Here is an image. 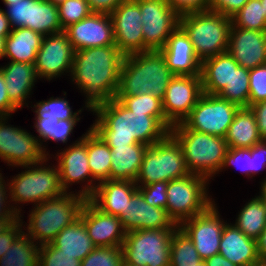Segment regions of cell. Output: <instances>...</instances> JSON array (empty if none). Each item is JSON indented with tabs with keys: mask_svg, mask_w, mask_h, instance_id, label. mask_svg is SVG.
<instances>
[{
	"mask_svg": "<svg viewBox=\"0 0 266 266\" xmlns=\"http://www.w3.org/2000/svg\"><path fill=\"white\" fill-rule=\"evenodd\" d=\"M33 107H36L34 111L37 115L35 119H48V117L57 118L58 120H80L78 113L81 110L74 112L71 110L69 102L64 98H50L48 101H40Z\"/></svg>",
	"mask_w": 266,
	"mask_h": 266,
	"instance_id": "cell-41",
	"label": "cell"
},
{
	"mask_svg": "<svg viewBox=\"0 0 266 266\" xmlns=\"http://www.w3.org/2000/svg\"><path fill=\"white\" fill-rule=\"evenodd\" d=\"M90 183L79 194L89 199L102 212L117 217L138 190L134 181L106 180L95 186L91 179Z\"/></svg>",
	"mask_w": 266,
	"mask_h": 266,
	"instance_id": "cell-21",
	"label": "cell"
},
{
	"mask_svg": "<svg viewBox=\"0 0 266 266\" xmlns=\"http://www.w3.org/2000/svg\"><path fill=\"white\" fill-rule=\"evenodd\" d=\"M4 179L2 178V175L0 173V218H3V217H21L19 216L20 214V209H16V208H8L6 209L4 203H5V199L7 200L8 197H6V190L7 189L4 185ZM12 209V210H11ZM3 210V211H2Z\"/></svg>",
	"mask_w": 266,
	"mask_h": 266,
	"instance_id": "cell-56",
	"label": "cell"
},
{
	"mask_svg": "<svg viewBox=\"0 0 266 266\" xmlns=\"http://www.w3.org/2000/svg\"><path fill=\"white\" fill-rule=\"evenodd\" d=\"M59 154L60 160L58 159L57 167L60 171L61 185L65 192H67L71 182L79 183V181L92 177L88 165L87 133Z\"/></svg>",
	"mask_w": 266,
	"mask_h": 266,
	"instance_id": "cell-25",
	"label": "cell"
},
{
	"mask_svg": "<svg viewBox=\"0 0 266 266\" xmlns=\"http://www.w3.org/2000/svg\"><path fill=\"white\" fill-rule=\"evenodd\" d=\"M38 266H81V261L50 243L39 247Z\"/></svg>",
	"mask_w": 266,
	"mask_h": 266,
	"instance_id": "cell-44",
	"label": "cell"
},
{
	"mask_svg": "<svg viewBox=\"0 0 266 266\" xmlns=\"http://www.w3.org/2000/svg\"><path fill=\"white\" fill-rule=\"evenodd\" d=\"M147 148L144 143L114 146L111 149L110 180L135 182Z\"/></svg>",
	"mask_w": 266,
	"mask_h": 266,
	"instance_id": "cell-27",
	"label": "cell"
},
{
	"mask_svg": "<svg viewBox=\"0 0 266 266\" xmlns=\"http://www.w3.org/2000/svg\"><path fill=\"white\" fill-rule=\"evenodd\" d=\"M51 244L57 249L62 250V253L72 255L80 261L96 248L88 236L80 217L72 224L64 227Z\"/></svg>",
	"mask_w": 266,
	"mask_h": 266,
	"instance_id": "cell-30",
	"label": "cell"
},
{
	"mask_svg": "<svg viewBox=\"0 0 266 266\" xmlns=\"http://www.w3.org/2000/svg\"><path fill=\"white\" fill-rule=\"evenodd\" d=\"M23 232L0 259V266H38L39 248Z\"/></svg>",
	"mask_w": 266,
	"mask_h": 266,
	"instance_id": "cell-36",
	"label": "cell"
},
{
	"mask_svg": "<svg viewBox=\"0 0 266 266\" xmlns=\"http://www.w3.org/2000/svg\"><path fill=\"white\" fill-rule=\"evenodd\" d=\"M174 76L159 50L124 56L116 96L150 93L162 99Z\"/></svg>",
	"mask_w": 266,
	"mask_h": 266,
	"instance_id": "cell-3",
	"label": "cell"
},
{
	"mask_svg": "<svg viewBox=\"0 0 266 266\" xmlns=\"http://www.w3.org/2000/svg\"><path fill=\"white\" fill-rule=\"evenodd\" d=\"M144 52L160 50L179 26V15L164 0H138Z\"/></svg>",
	"mask_w": 266,
	"mask_h": 266,
	"instance_id": "cell-12",
	"label": "cell"
},
{
	"mask_svg": "<svg viewBox=\"0 0 266 266\" xmlns=\"http://www.w3.org/2000/svg\"><path fill=\"white\" fill-rule=\"evenodd\" d=\"M10 27L11 25L5 11L0 9V37L6 38L12 31Z\"/></svg>",
	"mask_w": 266,
	"mask_h": 266,
	"instance_id": "cell-57",
	"label": "cell"
},
{
	"mask_svg": "<svg viewBox=\"0 0 266 266\" xmlns=\"http://www.w3.org/2000/svg\"><path fill=\"white\" fill-rule=\"evenodd\" d=\"M231 27H239L247 30L266 31V16L260 0H248V2L232 17Z\"/></svg>",
	"mask_w": 266,
	"mask_h": 266,
	"instance_id": "cell-40",
	"label": "cell"
},
{
	"mask_svg": "<svg viewBox=\"0 0 266 266\" xmlns=\"http://www.w3.org/2000/svg\"><path fill=\"white\" fill-rule=\"evenodd\" d=\"M92 12L112 13L125 0H86Z\"/></svg>",
	"mask_w": 266,
	"mask_h": 266,
	"instance_id": "cell-55",
	"label": "cell"
},
{
	"mask_svg": "<svg viewBox=\"0 0 266 266\" xmlns=\"http://www.w3.org/2000/svg\"><path fill=\"white\" fill-rule=\"evenodd\" d=\"M124 55L116 45L92 47L74 52L72 79L87 97L86 107L115 98Z\"/></svg>",
	"mask_w": 266,
	"mask_h": 266,
	"instance_id": "cell-2",
	"label": "cell"
},
{
	"mask_svg": "<svg viewBox=\"0 0 266 266\" xmlns=\"http://www.w3.org/2000/svg\"><path fill=\"white\" fill-rule=\"evenodd\" d=\"M6 90L10 101L22 108L24 100L32 90L37 74L34 64L11 61L6 67H1Z\"/></svg>",
	"mask_w": 266,
	"mask_h": 266,
	"instance_id": "cell-28",
	"label": "cell"
},
{
	"mask_svg": "<svg viewBox=\"0 0 266 266\" xmlns=\"http://www.w3.org/2000/svg\"><path fill=\"white\" fill-rule=\"evenodd\" d=\"M5 38L0 37V59L4 57Z\"/></svg>",
	"mask_w": 266,
	"mask_h": 266,
	"instance_id": "cell-62",
	"label": "cell"
},
{
	"mask_svg": "<svg viewBox=\"0 0 266 266\" xmlns=\"http://www.w3.org/2000/svg\"><path fill=\"white\" fill-rule=\"evenodd\" d=\"M239 108L217 95L203 92L181 123L187 129L224 138Z\"/></svg>",
	"mask_w": 266,
	"mask_h": 266,
	"instance_id": "cell-10",
	"label": "cell"
},
{
	"mask_svg": "<svg viewBox=\"0 0 266 266\" xmlns=\"http://www.w3.org/2000/svg\"><path fill=\"white\" fill-rule=\"evenodd\" d=\"M202 93L200 75H175L162 98L165 118L172 125L183 122Z\"/></svg>",
	"mask_w": 266,
	"mask_h": 266,
	"instance_id": "cell-16",
	"label": "cell"
},
{
	"mask_svg": "<svg viewBox=\"0 0 266 266\" xmlns=\"http://www.w3.org/2000/svg\"><path fill=\"white\" fill-rule=\"evenodd\" d=\"M231 25V17L211 10L179 16V26L188 35L201 62L227 51Z\"/></svg>",
	"mask_w": 266,
	"mask_h": 266,
	"instance_id": "cell-5",
	"label": "cell"
},
{
	"mask_svg": "<svg viewBox=\"0 0 266 266\" xmlns=\"http://www.w3.org/2000/svg\"><path fill=\"white\" fill-rule=\"evenodd\" d=\"M247 2L248 0H210L209 10L232 17Z\"/></svg>",
	"mask_w": 266,
	"mask_h": 266,
	"instance_id": "cell-49",
	"label": "cell"
},
{
	"mask_svg": "<svg viewBox=\"0 0 266 266\" xmlns=\"http://www.w3.org/2000/svg\"><path fill=\"white\" fill-rule=\"evenodd\" d=\"M238 66L227 51L203 60L200 72L203 92L217 95L230 81L233 70Z\"/></svg>",
	"mask_w": 266,
	"mask_h": 266,
	"instance_id": "cell-26",
	"label": "cell"
},
{
	"mask_svg": "<svg viewBox=\"0 0 266 266\" xmlns=\"http://www.w3.org/2000/svg\"><path fill=\"white\" fill-rule=\"evenodd\" d=\"M24 167L29 170L16 175L9 183L12 201L35 202L38 205L66 193L61 185L58 167L55 169L45 166L32 167V169L31 165Z\"/></svg>",
	"mask_w": 266,
	"mask_h": 266,
	"instance_id": "cell-11",
	"label": "cell"
},
{
	"mask_svg": "<svg viewBox=\"0 0 266 266\" xmlns=\"http://www.w3.org/2000/svg\"><path fill=\"white\" fill-rule=\"evenodd\" d=\"M176 229H141L127 232L123 260L139 266H170V243Z\"/></svg>",
	"mask_w": 266,
	"mask_h": 266,
	"instance_id": "cell-8",
	"label": "cell"
},
{
	"mask_svg": "<svg viewBox=\"0 0 266 266\" xmlns=\"http://www.w3.org/2000/svg\"><path fill=\"white\" fill-rule=\"evenodd\" d=\"M189 174L181 145L169 133L163 140L148 146L135 183L144 186L169 182Z\"/></svg>",
	"mask_w": 266,
	"mask_h": 266,
	"instance_id": "cell-7",
	"label": "cell"
},
{
	"mask_svg": "<svg viewBox=\"0 0 266 266\" xmlns=\"http://www.w3.org/2000/svg\"><path fill=\"white\" fill-rule=\"evenodd\" d=\"M195 266H207L206 262L204 260H201L200 262L197 263Z\"/></svg>",
	"mask_w": 266,
	"mask_h": 266,
	"instance_id": "cell-67",
	"label": "cell"
},
{
	"mask_svg": "<svg viewBox=\"0 0 266 266\" xmlns=\"http://www.w3.org/2000/svg\"><path fill=\"white\" fill-rule=\"evenodd\" d=\"M6 118L0 117V158L15 166L36 167L39 163L47 161L46 150L38 138L25 130L6 126L5 122L2 123Z\"/></svg>",
	"mask_w": 266,
	"mask_h": 266,
	"instance_id": "cell-13",
	"label": "cell"
},
{
	"mask_svg": "<svg viewBox=\"0 0 266 266\" xmlns=\"http://www.w3.org/2000/svg\"><path fill=\"white\" fill-rule=\"evenodd\" d=\"M175 75H200L201 61L197 58L188 35L178 26L159 50Z\"/></svg>",
	"mask_w": 266,
	"mask_h": 266,
	"instance_id": "cell-23",
	"label": "cell"
},
{
	"mask_svg": "<svg viewBox=\"0 0 266 266\" xmlns=\"http://www.w3.org/2000/svg\"><path fill=\"white\" fill-rule=\"evenodd\" d=\"M249 92V69L238 66L217 96L239 107H249Z\"/></svg>",
	"mask_w": 266,
	"mask_h": 266,
	"instance_id": "cell-37",
	"label": "cell"
},
{
	"mask_svg": "<svg viewBox=\"0 0 266 266\" xmlns=\"http://www.w3.org/2000/svg\"><path fill=\"white\" fill-rule=\"evenodd\" d=\"M233 165L245 172V175L256 174L260 169L266 168V140H262L251 148H229L222 168Z\"/></svg>",
	"mask_w": 266,
	"mask_h": 266,
	"instance_id": "cell-32",
	"label": "cell"
},
{
	"mask_svg": "<svg viewBox=\"0 0 266 266\" xmlns=\"http://www.w3.org/2000/svg\"><path fill=\"white\" fill-rule=\"evenodd\" d=\"M234 225L247 237L254 240L259 238L266 228V208L259 196L242 208Z\"/></svg>",
	"mask_w": 266,
	"mask_h": 266,
	"instance_id": "cell-35",
	"label": "cell"
},
{
	"mask_svg": "<svg viewBox=\"0 0 266 266\" xmlns=\"http://www.w3.org/2000/svg\"><path fill=\"white\" fill-rule=\"evenodd\" d=\"M170 134L181 145L191 174L208 179L221 170L229 149L225 138L187 129L182 123L173 125Z\"/></svg>",
	"mask_w": 266,
	"mask_h": 266,
	"instance_id": "cell-4",
	"label": "cell"
},
{
	"mask_svg": "<svg viewBox=\"0 0 266 266\" xmlns=\"http://www.w3.org/2000/svg\"><path fill=\"white\" fill-rule=\"evenodd\" d=\"M212 203L205 211L185 220L178 227L194 243L201 260L219 254L222 231L225 227Z\"/></svg>",
	"mask_w": 266,
	"mask_h": 266,
	"instance_id": "cell-14",
	"label": "cell"
},
{
	"mask_svg": "<svg viewBox=\"0 0 266 266\" xmlns=\"http://www.w3.org/2000/svg\"><path fill=\"white\" fill-rule=\"evenodd\" d=\"M207 181L203 176L189 174L168 182L166 210L177 226L202 213L214 202L207 198Z\"/></svg>",
	"mask_w": 266,
	"mask_h": 266,
	"instance_id": "cell-9",
	"label": "cell"
},
{
	"mask_svg": "<svg viewBox=\"0 0 266 266\" xmlns=\"http://www.w3.org/2000/svg\"><path fill=\"white\" fill-rule=\"evenodd\" d=\"M251 266H266V262L260 260L259 262L252 264Z\"/></svg>",
	"mask_w": 266,
	"mask_h": 266,
	"instance_id": "cell-63",
	"label": "cell"
},
{
	"mask_svg": "<svg viewBox=\"0 0 266 266\" xmlns=\"http://www.w3.org/2000/svg\"><path fill=\"white\" fill-rule=\"evenodd\" d=\"M113 25L115 44L124 55L144 52L141 11L138 0L123 1L109 14Z\"/></svg>",
	"mask_w": 266,
	"mask_h": 266,
	"instance_id": "cell-15",
	"label": "cell"
},
{
	"mask_svg": "<svg viewBox=\"0 0 266 266\" xmlns=\"http://www.w3.org/2000/svg\"><path fill=\"white\" fill-rule=\"evenodd\" d=\"M20 221L21 219H18L8 230L0 234V259L12 246L13 242L23 233Z\"/></svg>",
	"mask_w": 266,
	"mask_h": 266,
	"instance_id": "cell-50",
	"label": "cell"
},
{
	"mask_svg": "<svg viewBox=\"0 0 266 266\" xmlns=\"http://www.w3.org/2000/svg\"><path fill=\"white\" fill-rule=\"evenodd\" d=\"M201 261L194 243L178 227L170 243V266H195Z\"/></svg>",
	"mask_w": 266,
	"mask_h": 266,
	"instance_id": "cell-39",
	"label": "cell"
},
{
	"mask_svg": "<svg viewBox=\"0 0 266 266\" xmlns=\"http://www.w3.org/2000/svg\"><path fill=\"white\" fill-rule=\"evenodd\" d=\"M49 1L50 3H53L55 5H59L60 3H62L64 0H46Z\"/></svg>",
	"mask_w": 266,
	"mask_h": 266,
	"instance_id": "cell-64",
	"label": "cell"
},
{
	"mask_svg": "<svg viewBox=\"0 0 266 266\" xmlns=\"http://www.w3.org/2000/svg\"><path fill=\"white\" fill-rule=\"evenodd\" d=\"M2 1L4 2L5 5H9V4L16 2L18 0H2Z\"/></svg>",
	"mask_w": 266,
	"mask_h": 266,
	"instance_id": "cell-66",
	"label": "cell"
},
{
	"mask_svg": "<svg viewBox=\"0 0 266 266\" xmlns=\"http://www.w3.org/2000/svg\"><path fill=\"white\" fill-rule=\"evenodd\" d=\"M125 107L132 112L145 113L157 117L169 130L172 124L165 118L162 99L147 93L135 96H115Z\"/></svg>",
	"mask_w": 266,
	"mask_h": 266,
	"instance_id": "cell-38",
	"label": "cell"
},
{
	"mask_svg": "<svg viewBox=\"0 0 266 266\" xmlns=\"http://www.w3.org/2000/svg\"><path fill=\"white\" fill-rule=\"evenodd\" d=\"M57 6L63 30L69 25L81 21L92 13L86 0H64Z\"/></svg>",
	"mask_w": 266,
	"mask_h": 266,
	"instance_id": "cell-43",
	"label": "cell"
},
{
	"mask_svg": "<svg viewBox=\"0 0 266 266\" xmlns=\"http://www.w3.org/2000/svg\"><path fill=\"white\" fill-rule=\"evenodd\" d=\"M207 266H236L221 254L214 255L205 260Z\"/></svg>",
	"mask_w": 266,
	"mask_h": 266,
	"instance_id": "cell-58",
	"label": "cell"
},
{
	"mask_svg": "<svg viewBox=\"0 0 266 266\" xmlns=\"http://www.w3.org/2000/svg\"><path fill=\"white\" fill-rule=\"evenodd\" d=\"M122 266H139V265H133V264H130V263H127L123 260L122 262Z\"/></svg>",
	"mask_w": 266,
	"mask_h": 266,
	"instance_id": "cell-68",
	"label": "cell"
},
{
	"mask_svg": "<svg viewBox=\"0 0 266 266\" xmlns=\"http://www.w3.org/2000/svg\"><path fill=\"white\" fill-rule=\"evenodd\" d=\"M18 108L10 101L7 90L6 83L4 81V76L0 70V117H6L10 113L16 111Z\"/></svg>",
	"mask_w": 266,
	"mask_h": 266,
	"instance_id": "cell-52",
	"label": "cell"
},
{
	"mask_svg": "<svg viewBox=\"0 0 266 266\" xmlns=\"http://www.w3.org/2000/svg\"><path fill=\"white\" fill-rule=\"evenodd\" d=\"M43 35L25 27L12 29L5 38L4 57L14 62L35 64Z\"/></svg>",
	"mask_w": 266,
	"mask_h": 266,
	"instance_id": "cell-29",
	"label": "cell"
},
{
	"mask_svg": "<svg viewBox=\"0 0 266 266\" xmlns=\"http://www.w3.org/2000/svg\"><path fill=\"white\" fill-rule=\"evenodd\" d=\"M261 194H260V198L262 199L264 206L266 208V181L263 182V184L261 185Z\"/></svg>",
	"mask_w": 266,
	"mask_h": 266,
	"instance_id": "cell-61",
	"label": "cell"
},
{
	"mask_svg": "<svg viewBox=\"0 0 266 266\" xmlns=\"http://www.w3.org/2000/svg\"><path fill=\"white\" fill-rule=\"evenodd\" d=\"M77 121L79 120H58V123H55L54 134H52V140L57 142L62 141L63 143H66Z\"/></svg>",
	"mask_w": 266,
	"mask_h": 266,
	"instance_id": "cell-51",
	"label": "cell"
},
{
	"mask_svg": "<svg viewBox=\"0 0 266 266\" xmlns=\"http://www.w3.org/2000/svg\"><path fill=\"white\" fill-rule=\"evenodd\" d=\"M250 109L255 114L261 140H266V100L251 105Z\"/></svg>",
	"mask_w": 266,
	"mask_h": 266,
	"instance_id": "cell-53",
	"label": "cell"
},
{
	"mask_svg": "<svg viewBox=\"0 0 266 266\" xmlns=\"http://www.w3.org/2000/svg\"><path fill=\"white\" fill-rule=\"evenodd\" d=\"M249 107L266 100V64L249 69Z\"/></svg>",
	"mask_w": 266,
	"mask_h": 266,
	"instance_id": "cell-45",
	"label": "cell"
},
{
	"mask_svg": "<svg viewBox=\"0 0 266 266\" xmlns=\"http://www.w3.org/2000/svg\"><path fill=\"white\" fill-rule=\"evenodd\" d=\"M20 217H3L0 218V234L8 230Z\"/></svg>",
	"mask_w": 266,
	"mask_h": 266,
	"instance_id": "cell-60",
	"label": "cell"
},
{
	"mask_svg": "<svg viewBox=\"0 0 266 266\" xmlns=\"http://www.w3.org/2000/svg\"><path fill=\"white\" fill-rule=\"evenodd\" d=\"M79 217L96 247L122 246L126 232L119 217L102 212L89 199Z\"/></svg>",
	"mask_w": 266,
	"mask_h": 266,
	"instance_id": "cell-19",
	"label": "cell"
},
{
	"mask_svg": "<svg viewBox=\"0 0 266 266\" xmlns=\"http://www.w3.org/2000/svg\"><path fill=\"white\" fill-rule=\"evenodd\" d=\"M261 5H263L264 15L266 16V0H260Z\"/></svg>",
	"mask_w": 266,
	"mask_h": 266,
	"instance_id": "cell-65",
	"label": "cell"
},
{
	"mask_svg": "<svg viewBox=\"0 0 266 266\" xmlns=\"http://www.w3.org/2000/svg\"><path fill=\"white\" fill-rule=\"evenodd\" d=\"M74 52L64 31L44 36L34 64L37 77L51 80L65 70L71 72Z\"/></svg>",
	"mask_w": 266,
	"mask_h": 266,
	"instance_id": "cell-17",
	"label": "cell"
},
{
	"mask_svg": "<svg viewBox=\"0 0 266 266\" xmlns=\"http://www.w3.org/2000/svg\"><path fill=\"white\" fill-rule=\"evenodd\" d=\"M224 138L229 148H251L262 141L250 107L239 108Z\"/></svg>",
	"mask_w": 266,
	"mask_h": 266,
	"instance_id": "cell-31",
	"label": "cell"
},
{
	"mask_svg": "<svg viewBox=\"0 0 266 266\" xmlns=\"http://www.w3.org/2000/svg\"><path fill=\"white\" fill-rule=\"evenodd\" d=\"M6 6L8 10L5 11V14L12 28H28L31 14V0H18Z\"/></svg>",
	"mask_w": 266,
	"mask_h": 266,
	"instance_id": "cell-46",
	"label": "cell"
},
{
	"mask_svg": "<svg viewBox=\"0 0 266 266\" xmlns=\"http://www.w3.org/2000/svg\"><path fill=\"white\" fill-rule=\"evenodd\" d=\"M87 132L88 165L92 178L99 183L110 180L111 149L90 127Z\"/></svg>",
	"mask_w": 266,
	"mask_h": 266,
	"instance_id": "cell-33",
	"label": "cell"
},
{
	"mask_svg": "<svg viewBox=\"0 0 266 266\" xmlns=\"http://www.w3.org/2000/svg\"><path fill=\"white\" fill-rule=\"evenodd\" d=\"M257 250L261 261L266 260V228L257 239Z\"/></svg>",
	"mask_w": 266,
	"mask_h": 266,
	"instance_id": "cell-59",
	"label": "cell"
},
{
	"mask_svg": "<svg viewBox=\"0 0 266 266\" xmlns=\"http://www.w3.org/2000/svg\"><path fill=\"white\" fill-rule=\"evenodd\" d=\"M219 254L236 266H251L260 261L257 240L247 237L235 225L225 224Z\"/></svg>",
	"mask_w": 266,
	"mask_h": 266,
	"instance_id": "cell-24",
	"label": "cell"
},
{
	"mask_svg": "<svg viewBox=\"0 0 266 266\" xmlns=\"http://www.w3.org/2000/svg\"><path fill=\"white\" fill-rule=\"evenodd\" d=\"M168 182H155L149 185L138 186V190L143 194L145 201L151 206L166 210Z\"/></svg>",
	"mask_w": 266,
	"mask_h": 266,
	"instance_id": "cell-47",
	"label": "cell"
},
{
	"mask_svg": "<svg viewBox=\"0 0 266 266\" xmlns=\"http://www.w3.org/2000/svg\"><path fill=\"white\" fill-rule=\"evenodd\" d=\"M179 16L209 10L210 0H164Z\"/></svg>",
	"mask_w": 266,
	"mask_h": 266,
	"instance_id": "cell-48",
	"label": "cell"
},
{
	"mask_svg": "<svg viewBox=\"0 0 266 266\" xmlns=\"http://www.w3.org/2000/svg\"><path fill=\"white\" fill-rule=\"evenodd\" d=\"M92 111L98 118L91 128L110 149L136 143L151 146L170 133L157 117L132 112L116 98L98 104Z\"/></svg>",
	"mask_w": 266,
	"mask_h": 266,
	"instance_id": "cell-1",
	"label": "cell"
},
{
	"mask_svg": "<svg viewBox=\"0 0 266 266\" xmlns=\"http://www.w3.org/2000/svg\"><path fill=\"white\" fill-rule=\"evenodd\" d=\"M36 124L34 127L39 133L40 138L43 140H52V134H54L55 123H58L57 118L48 117V119H35Z\"/></svg>",
	"mask_w": 266,
	"mask_h": 266,
	"instance_id": "cell-54",
	"label": "cell"
},
{
	"mask_svg": "<svg viewBox=\"0 0 266 266\" xmlns=\"http://www.w3.org/2000/svg\"><path fill=\"white\" fill-rule=\"evenodd\" d=\"M28 29L43 36L64 31L59 19L58 6L46 0H31Z\"/></svg>",
	"mask_w": 266,
	"mask_h": 266,
	"instance_id": "cell-34",
	"label": "cell"
},
{
	"mask_svg": "<svg viewBox=\"0 0 266 266\" xmlns=\"http://www.w3.org/2000/svg\"><path fill=\"white\" fill-rule=\"evenodd\" d=\"M125 232L141 229H177L167 210L151 206L137 190L127 202L126 209L118 216Z\"/></svg>",
	"mask_w": 266,
	"mask_h": 266,
	"instance_id": "cell-20",
	"label": "cell"
},
{
	"mask_svg": "<svg viewBox=\"0 0 266 266\" xmlns=\"http://www.w3.org/2000/svg\"><path fill=\"white\" fill-rule=\"evenodd\" d=\"M69 193L39 203L30 213L26 235L34 241L39 240L40 246L50 244L64 227L79 218L87 199Z\"/></svg>",
	"mask_w": 266,
	"mask_h": 266,
	"instance_id": "cell-6",
	"label": "cell"
},
{
	"mask_svg": "<svg viewBox=\"0 0 266 266\" xmlns=\"http://www.w3.org/2000/svg\"><path fill=\"white\" fill-rule=\"evenodd\" d=\"M227 52L247 69L266 64V31L231 27Z\"/></svg>",
	"mask_w": 266,
	"mask_h": 266,
	"instance_id": "cell-22",
	"label": "cell"
},
{
	"mask_svg": "<svg viewBox=\"0 0 266 266\" xmlns=\"http://www.w3.org/2000/svg\"><path fill=\"white\" fill-rule=\"evenodd\" d=\"M75 51L92 47L116 45L111 17L92 12L77 23L64 29Z\"/></svg>",
	"mask_w": 266,
	"mask_h": 266,
	"instance_id": "cell-18",
	"label": "cell"
},
{
	"mask_svg": "<svg viewBox=\"0 0 266 266\" xmlns=\"http://www.w3.org/2000/svg\"><path fill=\"white\" fill-rule=\"evenodd\" d=\"M121 246L96 247L82 261L81 266H122Z\"/></svg>",
	"mask_w": 266,
	"mask_h": 266,
	"instance_id": "cell-42",
	"label": "cell"
}]
</instances>
